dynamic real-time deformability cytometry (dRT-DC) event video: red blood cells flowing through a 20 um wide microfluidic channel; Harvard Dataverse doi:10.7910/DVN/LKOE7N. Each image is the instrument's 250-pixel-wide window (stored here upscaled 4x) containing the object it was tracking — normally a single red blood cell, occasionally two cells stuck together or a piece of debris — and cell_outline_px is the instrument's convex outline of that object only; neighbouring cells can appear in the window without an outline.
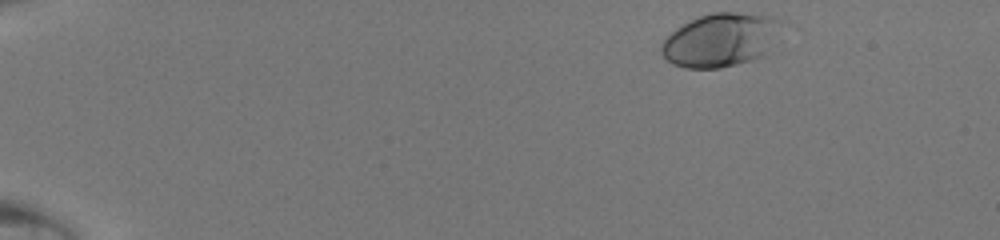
{"species": "human", "species_latin": "Homo sapiens", "temperature_condition": "room temperature", "stored_images_in_passage": 42, "camera_frame_rate_fps": 3000, "um_per_image_px": 0.085, "donor": {"sex": "male"}, "frame": {"image": 1, "passage_image": 1, "time_ms": 0.0, "image_size_px": [1000, 240], "cell_outline_px": [[788, 20], [764, 56], [752, 60], [720, 68], [684, 68], [672, 64], [660, 52], [660, 44], [676, 28], [700, 16], [712, 12], [736, 12], [772, 16]], "centroid_in_image_um": [61.32, 3.38], "position_along_channel_um": 23.7, "area_um2": 37.86}}
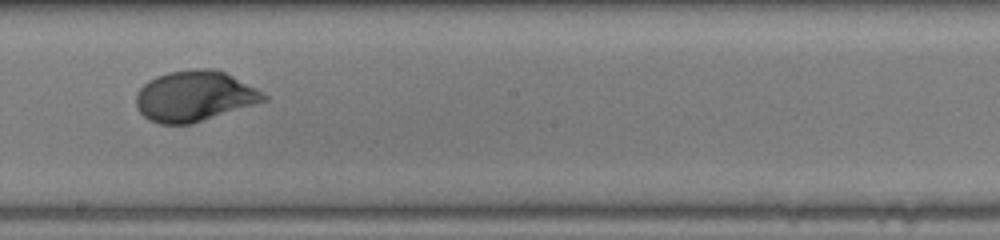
{"frame": {"image": 2, "passage_image": 24, "time_ms": 7.667, "image_size_px": [1000, 240], "cell_outline_px": [[268, 100], [192, 124], [160, 124], [148, 120], [140, 112], [136, 104], [136, 92], [148, 80], [156, 76], [168, 72], [192, 68], [212, 68], [224, 72], [256, 88], [268, 96]], "centroid_in_image_um": [16.51, 8.17], "position_along_channel_um": 231.7, "area_um2": 37.69}}
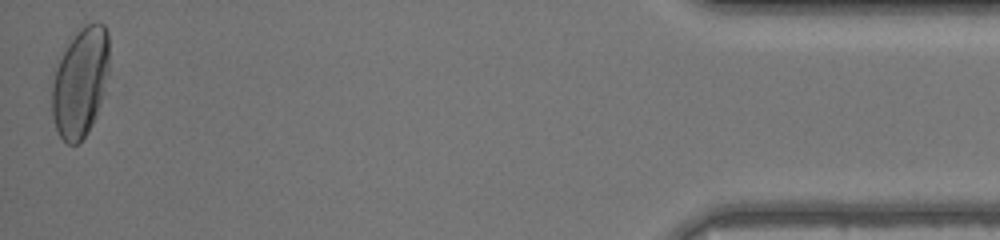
{"frame": {"image": 3, "passage_image": 42, "time_ms": 13.667, "image_size_px": [1000, 240], "cell_outline_px": [[108, 76], [96, 116], [88, 132], [76, 144], [68, 144], [60, 136], [56, 128], [52, 116], [52, 84], [56, 68], [68, 36], [84, 24], [104, 24], [108, 32]], "centroid_in_image_um": [6.81, 6.93], "position_along_channel_um": 428.4, "area_um2": 36.76}}